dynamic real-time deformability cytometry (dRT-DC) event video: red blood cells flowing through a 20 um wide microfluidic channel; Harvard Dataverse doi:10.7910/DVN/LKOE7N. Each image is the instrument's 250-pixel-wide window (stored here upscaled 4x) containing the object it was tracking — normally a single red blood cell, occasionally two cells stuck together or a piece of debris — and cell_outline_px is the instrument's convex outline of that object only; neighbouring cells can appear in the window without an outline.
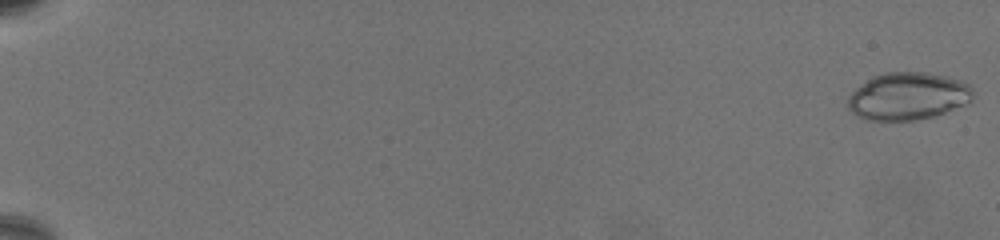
{"species": "common noctule bat (a hibernating species)", "species_latin": "Nyctalus noctula", "temperature_condition": "warm", "stored_images_in_passage": 68, "camera_frame_rate_fps": 3000, "um_per_image_px": 0.085, "animal": {"sex": "female", "body_mass_g": 19.5, "forearm_length_mm": 54.1}, "frame": {"image": 1, "passage_image": 1, "time_ms": 0.0, "image_size_px": [1000, 240], "cell_outline_px": [[972, 100], [964, 104], [944, 112], [932, 116], [912, 120], [864, 120], [856, 116], [848, 108], [848, 96], [856, 88], [872, 76], [884, 72], [928, 72], [960, 80], [968, 84], [972, 88]], "centroid_in_image_um": [77.13, 8.17], "position_along_channel_um": 7.9, "area_um2": 34.45}}
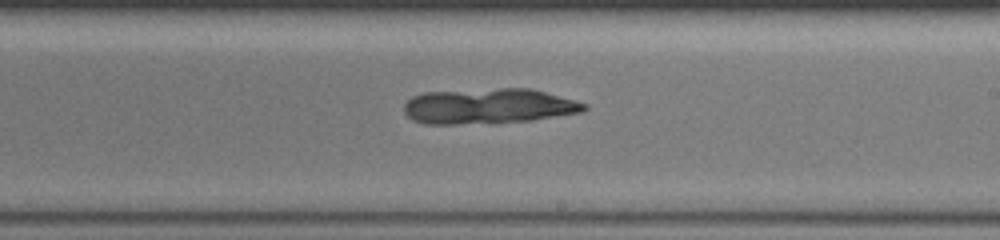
{"frame": {"image": 2, "passage_image": 44, "time_ms": 14.333, "image_size_px": [1000, 240], "cell_outline_px": [[588, 108], [580, 112], [532, 120], [496, 124], [424, 124], [412, 120], [404, 112], [404, 104], [412, 96], [424, 92], [500, 88], [532, 88], [576, 100], [588, 104]], "centroid_in_image_um": [41.52, 9.03], "position_along_channel_um": 247.5, "area_um2": 37.69}}
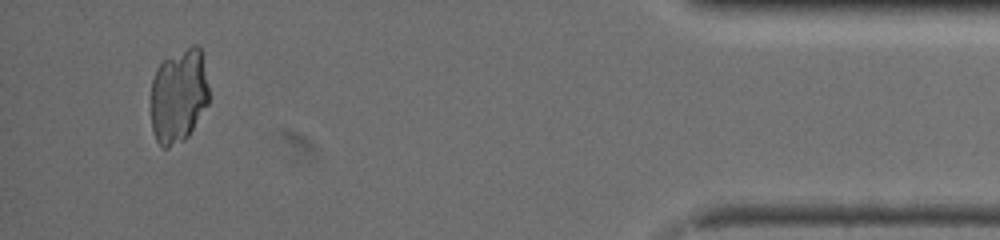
{"frame": {"image": 3, "passage_image": 65, "time_ms": 21.333, "image_size_px": [1000, 240], "cell_outline_px": [[208, 104], [188, 136], [184, 140], [168, 148], [160, 148], [156, 140], [152, 128], [152, 80], [156, 68], [164, 60], [192, 44], [196, 44], [200, 48], [208, 88]], "centroid_in_image_um": [15.17, 8.17], "position_along_channel_um": 420.0, "area_um2": 31.67}}